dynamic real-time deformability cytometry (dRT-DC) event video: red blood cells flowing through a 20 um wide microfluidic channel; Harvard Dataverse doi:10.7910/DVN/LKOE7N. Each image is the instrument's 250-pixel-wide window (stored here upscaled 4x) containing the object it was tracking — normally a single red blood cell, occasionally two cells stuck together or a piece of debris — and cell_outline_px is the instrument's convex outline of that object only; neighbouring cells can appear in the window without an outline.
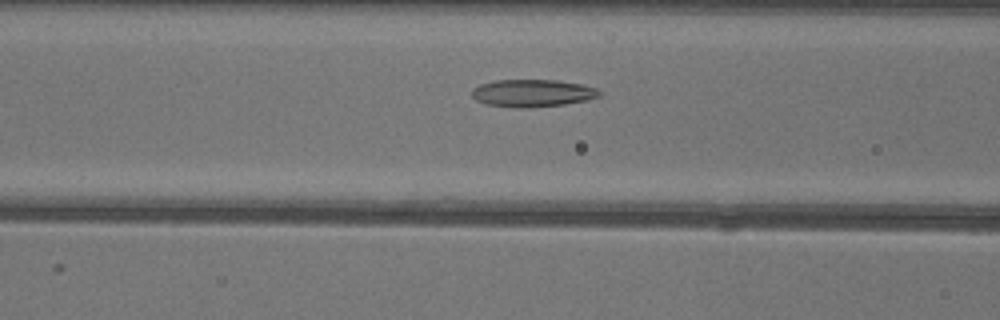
{"species": "common noctule bat (a hibernating species)", "species_latin": "Nyctalus noctula", "temperature_condition": "warm", "stored_images_in_passage": 36, "camera_frame_rate_fps": 3000, "um_per_image_px": 0.085, "animal": {"sex": "female"}, "frame": {"image": 1, "passage_image": 12, "time_ms": 3.667, "image_size_px": [1000, 320], "cell_outline_px": [[600, 96], [588, 100], [564, 104], [528, 108], [516, 108], [484, 104], [476, 100], [472, 96], [472, 88], [480, 84], [492, 80], [560, 80], [580, 84], [596, 88], [600, 92]], "centroid_in_image_um": [45.23, 7.92], "position_along_channel_um": 121.4, "area_um2": 20.58}}
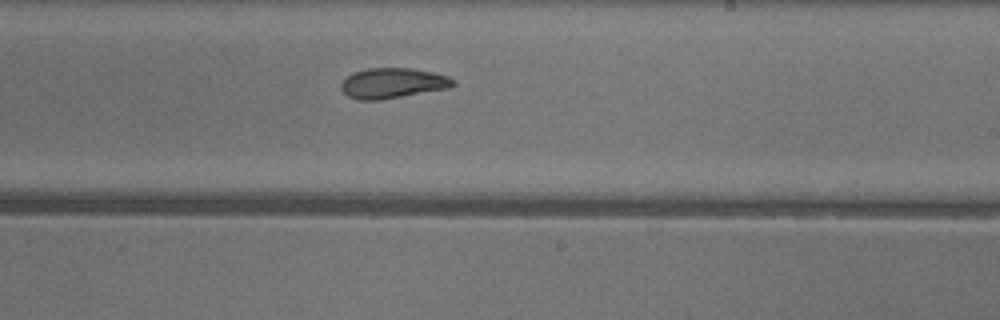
{"frame": {"image": 2, "passage_image": 22, "time_ms": 7.0, "image_size_px": [1000, 320], "cell_outline_px": [[456, 84], [448, 88], [380, 100], [360, 100], [348, 96], [340, 88], [340, 84], [352, 72], [368, 68], [408, 68], [432, 72], [448, 76], [456, 80]], "centroid_in_image_um": [33.37, 7.06], "position_along_channel_um": 255.6, "area_um2": 19.71}}
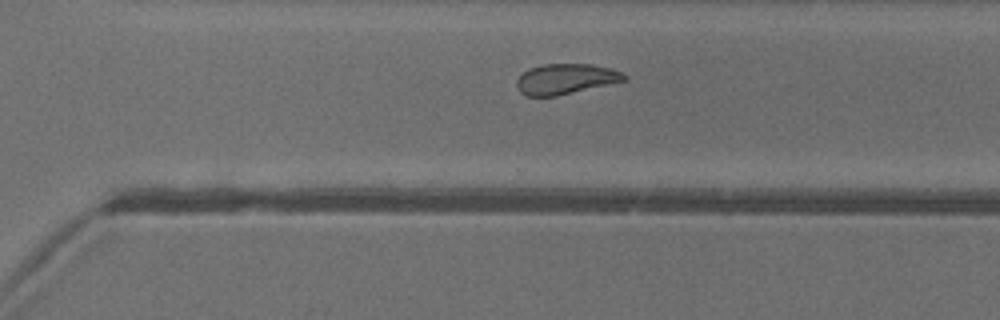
{"frame": {"image": 3, "passage_image": 27, "time_ms": 8.667, "image_size_px": [1000, 320], "cell_outline_px": [[628, 80], [556, 96], [528, 96], [520, 92], [516, 84], [516, 80], [528, 68], [544, 64], [592, 64], [612, 68], [628, 76]], "centroid_in_image_um": [48.1, 6.7], "position_along_channel_um": 322.5, "area_um2": 19.07}, "authors_computed_cell_mechanics": {"area_um2": 19.3919, "velocity_mm_per_s": 4.0309, "shape_relaxation_time_tau1_ms": 6.8038, "shape_relaxation_time_tau2_ms": 2.5713, "deformation_change_tau1": 0.1788, "deformation_change_tau2": 0.09}}